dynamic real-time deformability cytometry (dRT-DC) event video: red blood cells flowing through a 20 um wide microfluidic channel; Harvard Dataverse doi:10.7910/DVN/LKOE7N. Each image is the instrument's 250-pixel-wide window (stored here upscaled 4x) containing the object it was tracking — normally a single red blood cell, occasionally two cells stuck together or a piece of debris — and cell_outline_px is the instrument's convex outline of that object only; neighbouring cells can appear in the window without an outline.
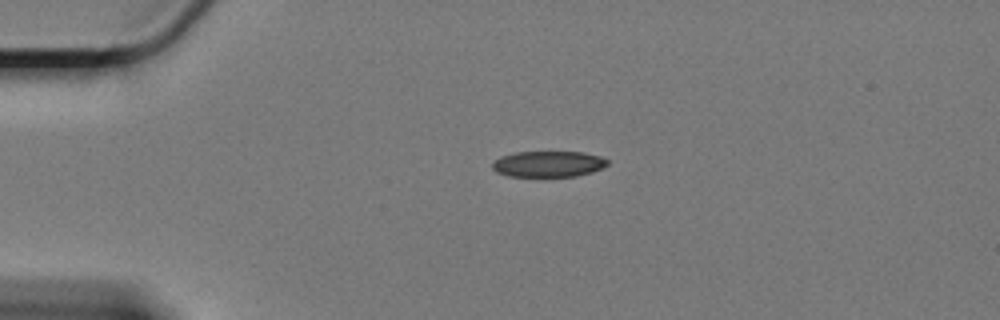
{"species": "Egyptian fruit bat (a non-hibernating species)", "species_latin": "Rousettus aegyptiacus", "temperature_condition": "cold", "stored_images_in_passage": 48, "camera_frame_rate_fps": 3000, "um_per_image_px": 0.085, "animal": {"sex": "female"}, "frame": {"image": 1, "passage_image": 1, "time_ms": 0.0, "image_size_px": [1000, 320], "cell_outline_px": [[608, 164], [604, 168], [592, 172], [576, 176], [508, 176], [496, 172], [492, 168], [492, 164], [500, 156], [516, 152], [584, 152], [600, 156], [608, 160]], "centroid_in_image_um": [46.63, 13.94], "position_along_channel_um": 38.4, "area_um2": 17.46}}
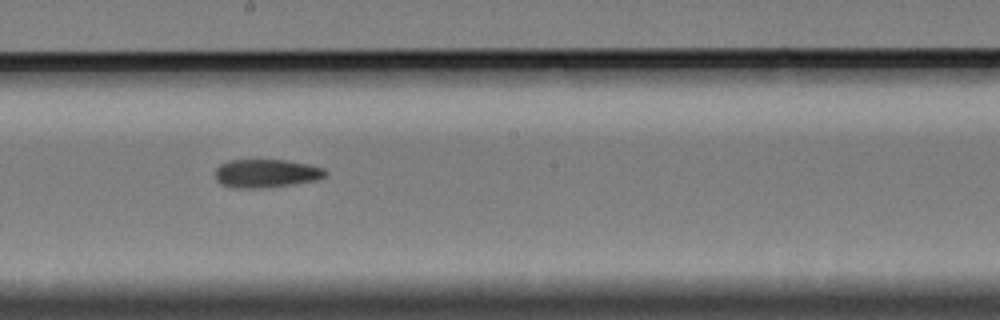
{"frame": {"image": 2, "passage_image": 21, "time_ms": 6.667, "image_size_px": [1000, 320], "cell_outline_px": [[328, 172], [324, 176], [316, 180], [268, 188], [232, 188], [220, 184], [216, 180], [216, 168], [220, 164], [228, 160], [288, 160], [308, 164], [324, 168]], "centroid_in_image_um": [22.61, 14.74], "position_along_channel_um": 225.6, "area_um2": 18.38}}
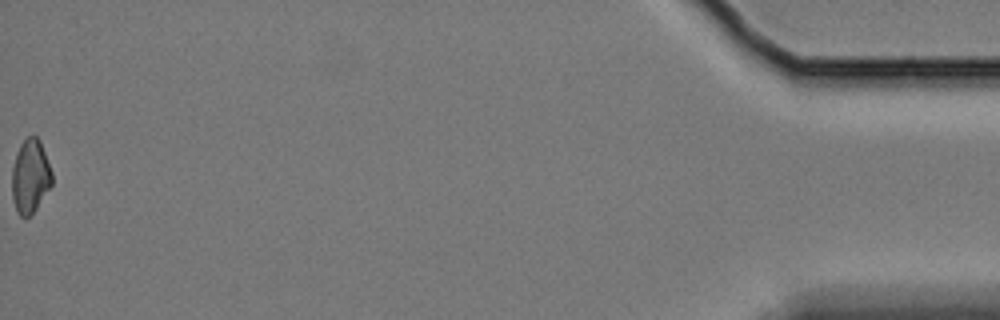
{"frame": {"image": 3, "passage_image": 48, "time_ms": 15.667, "image_size_px": [1000, 320], "cell_outline_px": [[52, 184], [36, 208], [28, 216], [20, 216], [16, 212], [12, 196], [12, 168], [20, 144], [28, 136], [36, 136], [40, 140], [52, 172]], "centroid_in_image_um": [2.57, 14.98], "position_along_channel_um": 432.6, "area_um2": 16.99}, "authors_computed_cell_mechanics": {"area_um2": 18.2648, "velocity_mm_per_s": 3.3238, "shape_relaxation_time_tau1_ms": null, "shape_relaxation_time_tau2_ms": 7.5725, "deformation_change_tau1": null, "deformation_change_tau2": 0.1403}}